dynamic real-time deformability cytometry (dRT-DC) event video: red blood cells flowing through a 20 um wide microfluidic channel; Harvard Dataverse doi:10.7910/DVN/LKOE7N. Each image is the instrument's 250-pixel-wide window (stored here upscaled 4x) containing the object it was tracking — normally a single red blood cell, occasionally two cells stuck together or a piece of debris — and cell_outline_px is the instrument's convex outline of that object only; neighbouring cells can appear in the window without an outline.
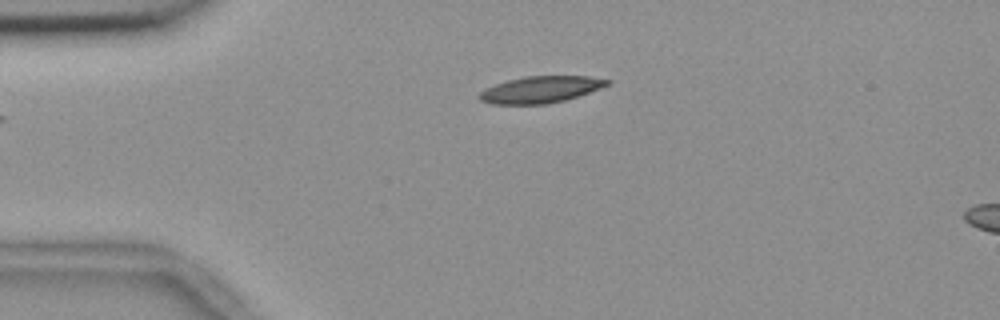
{"species": "common noctule bat (a hibernating species)", "species_latin": "Nyctalus noctula", "temperature_condition": "room temperature", "stored_images_in_passage": 43, "camera_frame_rate_fps": 3000, "um_per_image_px": 0.085, "animal": {"sex": "female", "body_mass_g": 18.4}, "frame": {"image": 1, "passage_image": 1, "time_ms": 0.0, "image_size_px": [1000, 320], "cell_outline_px": [[612, 80], [608, 84], [600, 88], [564, 100], [548, 104], [492, 104], [480, 100], [476, 96], [480, 92], [496, 84], [508, 80], [524, 76], [588, 76]], "centroid_in_image_um": [45.93, 7.61], "position_along_channel_um": 39.1, "area_um2": 19.65}}
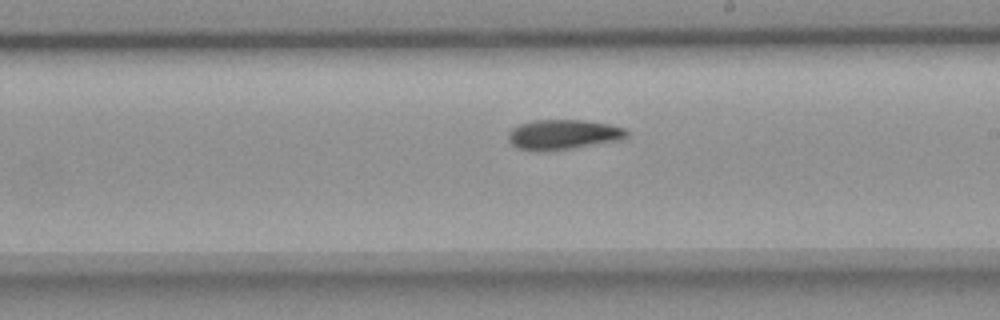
{"frame": {"image": 2, "passage_image": 20, "time_ms": 6.333, "image_size_px": [1000, 320], "cell_outline_px": [[628, 136], [620, 140], [544, 152], [536, 152], [516, 148], [508, 140], [508, 132], [512, 128], [520, 124], [532, 120], [584, 120], [608, 124], [624, 128], [628, 132]], "centroid_in_image_um": [47.82, 11.44], "position_along_channel_um": 241.2, "area_um2": 20.75}}
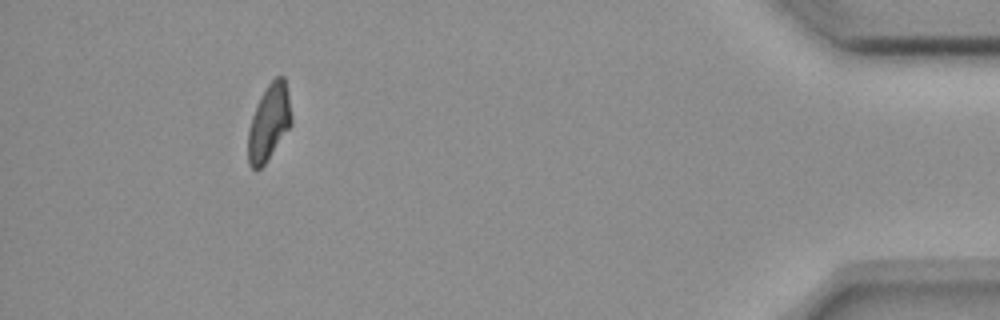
{"frame": {"image": 3, "passage_image": 39, "time_ms": 12.667, "image_size_px": [1000, 320], "cell_outline_px": [[292, 124], [264, 164], [256, 172], [248, 164], [248, 132], [252, 116], [256, 104], [260, 96], [268, 84], [276, 76], [284, 76], [288, 92], [292, 116]], "centroid_in_image_um": [22.86, 10.4], "position_along_channel_um": 412.3, "area_um2": 19.25}, "authors_computed_cell_mechanics": {"area_um2": 20.1722, "velocity_mm_per_s": 3.6725, "shape_relaxation_time_tau1_ms": 5.3764, "shape_relaxation_time_tau2_ms": 9.4747, "deformation_change_tau1": 0.1602, "deformation_change_tau2": 0.1607}}